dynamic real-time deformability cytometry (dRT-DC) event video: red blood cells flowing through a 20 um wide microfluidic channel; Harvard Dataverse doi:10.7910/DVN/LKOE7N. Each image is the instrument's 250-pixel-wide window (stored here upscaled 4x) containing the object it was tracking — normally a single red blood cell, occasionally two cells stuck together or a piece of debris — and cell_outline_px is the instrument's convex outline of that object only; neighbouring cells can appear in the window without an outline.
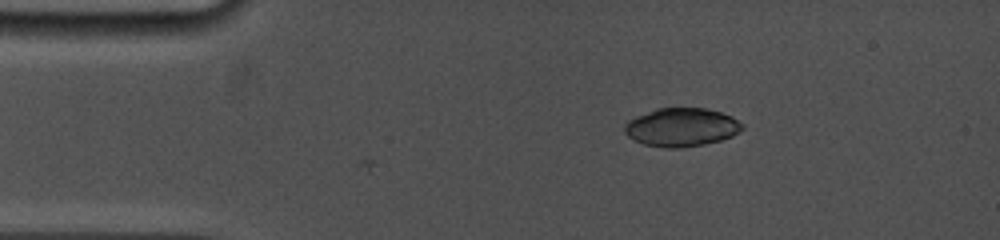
{"species": "common noctule bat (a hibernating species)", "species_latin": "Nyctalus noctula", "temperature_condition": "cold", "stored_images_in_passage": 4, "camera_frame_rate_fps": 5000, "um_per_image_px": 0.085, "animal": {"sex": "female", "body_mass_g": 19.0, "forearm_length_mm": 53.3}, "frame": {"image": 1, "passage_image": 4, "time_ms": 1.4, "image_size_px": [1000, 240], "cell_outline_px": [[744, 128], [740, 132], [732, 136], [720, 140], [704, 144], [680, 148], [664, 148], [644, 144], [632, 140], [624, 132], [624, 124], [628, 120], [636, 116], [656, 108], [708, 108], [732, 116], [744, 124]], "centroid_in_image_um": [57.93, 10.81], "position_along_channel_um": 27.1, "area_um2": 26.65}}